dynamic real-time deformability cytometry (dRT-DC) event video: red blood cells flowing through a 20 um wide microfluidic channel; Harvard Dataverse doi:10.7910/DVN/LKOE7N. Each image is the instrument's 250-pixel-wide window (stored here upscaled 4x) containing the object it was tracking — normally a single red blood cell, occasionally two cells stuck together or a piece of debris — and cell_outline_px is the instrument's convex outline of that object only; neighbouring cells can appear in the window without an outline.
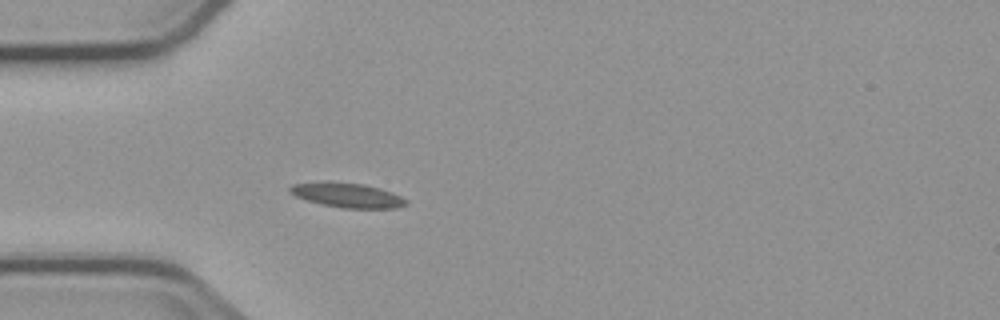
{"species": "common noctule bat (a hibernating species)", "species_latin": "Nyctalus noctula", "temperature_condition": "cold", "stored_images_in_passage": 5, "camera_frame_rate_fps": 3000, "um_per_image_px": 0.085, "animal": {"sex": "male", "body_mass_g": 23.1, "forearm_length_mm": 52.7}, "frame": {"image": 1, "passage_image": 5, "time_ms": 4.667, "image_size_px": [1000, 320], "cell_outline_px": [[408, 204], [396, 208], [340, 208], [320, 204], [296, 196], [288, 192], [288, 188], [292, 184], [324, 180], [332, 180], [364, 184], [380, 188], [392, 192], [408, 200]], "centroid_in_image_um": [29.48, 16.56], "position_along_channel_um": 55.5, "area_um2": 17.11}}